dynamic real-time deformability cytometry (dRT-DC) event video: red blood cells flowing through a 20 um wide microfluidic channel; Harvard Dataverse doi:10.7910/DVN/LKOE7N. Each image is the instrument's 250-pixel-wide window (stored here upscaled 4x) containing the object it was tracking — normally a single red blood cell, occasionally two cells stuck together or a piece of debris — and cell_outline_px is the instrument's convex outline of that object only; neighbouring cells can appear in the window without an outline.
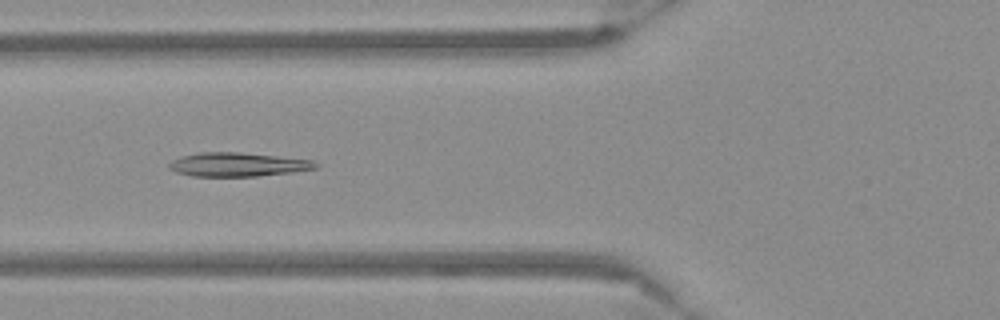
{"species": "Egyptian fruit bat (a non-hibernating species)", "species_latin": "Rousettus aegyptiacus", "temperature_condition": "warm", "stored_images_in_passage": 54, "camera_frame_rate_fps": 3000, "um_per_image_px": 0.085, "frame": {"image": 1, "passage_image": 21, "time_ms": 6.667, "image_size_px": [1000, 320], "cell_outline_px": [[320, 164], [316, 168], [288, 172], [256, 176], [192, 176], [176, 172], [168, 168], [168, 164], [172, 160], [180, 156], [196, 152], [240, 152], [312, 160]], "centroid_in_image_um": [20.14, 13.97], "position_along_channel_um": 105.7, "area_um2": 20.29}}
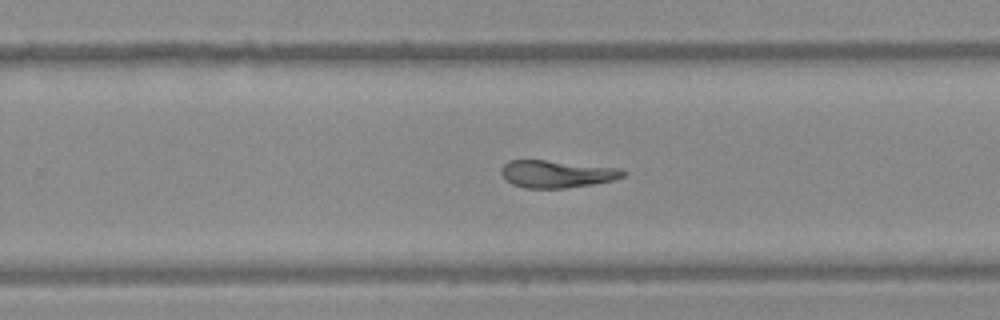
{"frame": {"image": 2, "passage_image": 35, "time_ms": 11.333, "image_size_px": [1000, 320], "cell_outline_px": [[628, 172], [624, 176], [612, 180], [592, 184], [564, 188], [524, 188], [512, 184], [500, 172], [500, 168], [508, 160], [544, 160], [620, 168]], "centroid_in_image_um": [47.31, 14.78], "position_along_channel_um": 282.5, "area_um2": 19.31}}
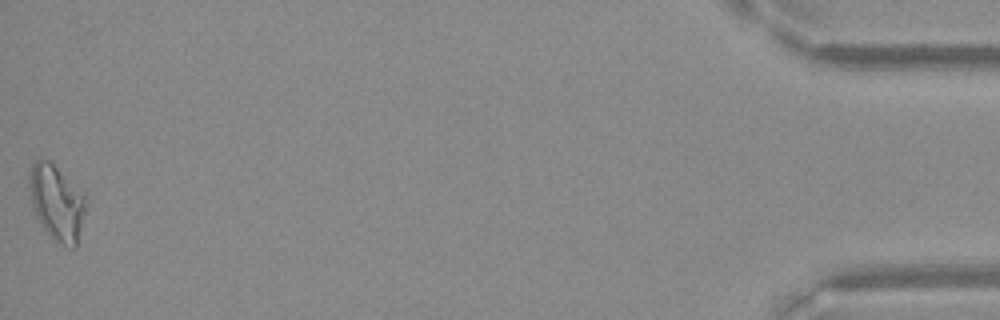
{"frame": {"image": 3, "passage_image": 54, "time_ms": 17.667, "image_size_px": [1000, 320], "cell_outline_px": [[88, 204], [76, 248], [72, 248], [52, 240], [36, 216], [32, 208], [28, 184], [28, 176], [32, 164], [36, 160], [48, 160], [84, 192]], "centroid_in_image_um": [4.84, 17.24], "position_along_channel_um": 430.4, "area_um2": 25.2}}